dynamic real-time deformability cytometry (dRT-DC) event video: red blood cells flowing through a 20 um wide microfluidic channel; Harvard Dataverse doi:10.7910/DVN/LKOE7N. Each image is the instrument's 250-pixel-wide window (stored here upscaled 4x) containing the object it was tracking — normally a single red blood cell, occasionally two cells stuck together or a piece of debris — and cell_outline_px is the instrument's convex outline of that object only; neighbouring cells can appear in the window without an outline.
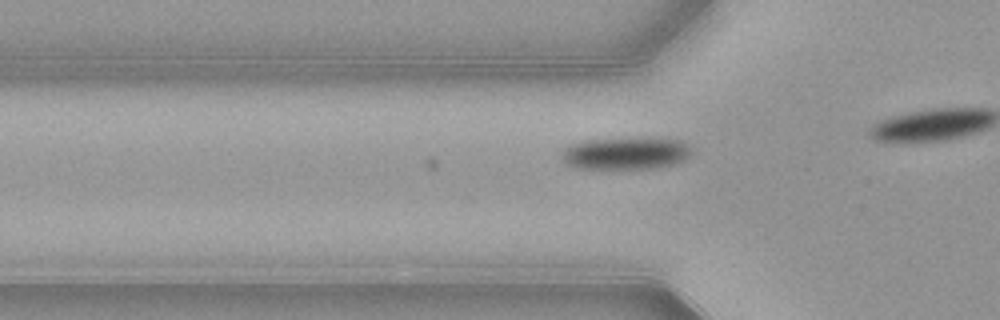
{"species": "common noctule bat (a hibernating species)", "species_latin": "Nyctalus noctula", "temperature_condition": "warm", "stored_images_in_passage": 17, "camera_frame_rate_fps": 3000, "um_per_image_px": 0.085, "animal": {"sex": "female", "body_mass_g": 21.9}, "frame": {"image": 1, "passage_image": 12, "time_ms": 3.667, "image_size_px": [1000, 320], "cell_outline_px": [[692, 152], [684, 160], [676, 164], [656, 168], [580, 168], [568, 164], [564, 160], [560, 152], [568, 144], [584, 140], [680, 140], [692, 148]], "centroid_in_image_um": [53.16, 13.06], "position_along_channel_um": 72.6, "area_um2": 23.64}}
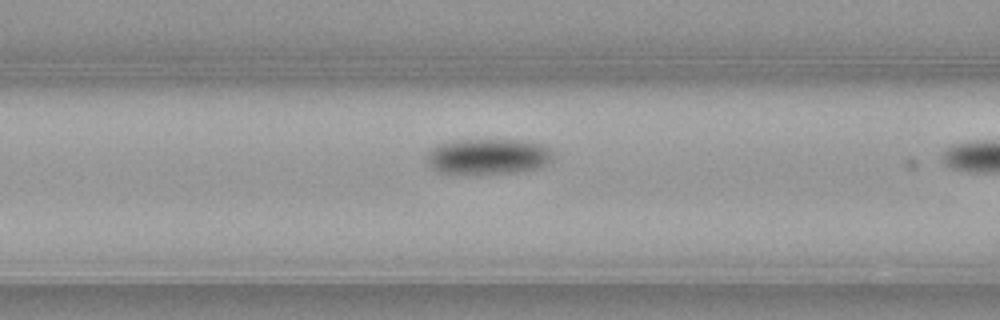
{"frame": {"image": 2, "passage_image": 16, "time_ms": 5.0, "image_size_px": [1000, 320], "cell_outline_px": [[552, 160], [540, 168], [520, 172], [472, 176], [464, 176], [440, 172], [432, 168], [428, 164], [428, 152], [432, 148], [448, 140], [528, 140], [544, 144], [552, 152]], "centroid_in_image_um": [41.49, 13.34], "position_along_channel_um": 125.1, "area_um2": 27.22}}